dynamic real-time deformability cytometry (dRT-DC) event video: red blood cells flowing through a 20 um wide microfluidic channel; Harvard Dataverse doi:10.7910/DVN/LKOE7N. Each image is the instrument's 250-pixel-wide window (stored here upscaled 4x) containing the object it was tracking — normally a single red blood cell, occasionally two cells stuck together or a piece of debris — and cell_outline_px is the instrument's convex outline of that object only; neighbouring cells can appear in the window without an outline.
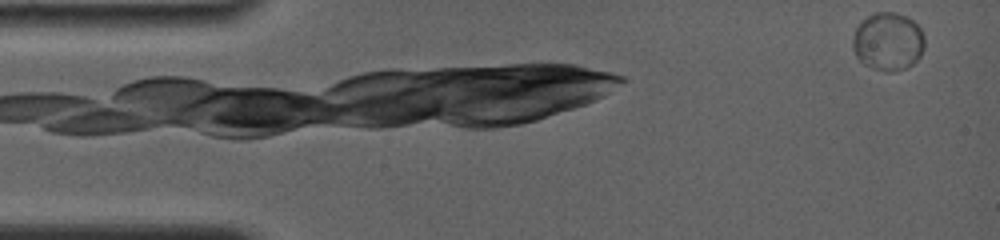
{"species": "common noctule bat (a hibernating species)", "species_latin": "Nyctalus noctula", "temperature_condition": "room temperature", "stored_images_in_passage": 18, "camera_frame_rate_fps": 4000, "um_per_image_px": 0.085, "animal": {"sex": "female", "body_mass_g": 19.0, "forearm_length_mm": 56.7}, "frame": {"image": 1, "passage_image": 1, "time_ms": 0.0, "image_size_px": [1000, 240], "cell_outline_px": [[924, 48], [920, 56], [912, 64], [904, 68], [892, 72], [884, 72], [872, 68], [864, 64], [856, 56], [852, 48], [852, 36], [856, 28], [868, 16], [876, 12], [896, 12], [908, 16], [920, 28], [924, 36]], "centroid_in_image_um": [75.48, 3.53], "position_along_channel_um": 9.5, "area_um2": 24.45}}
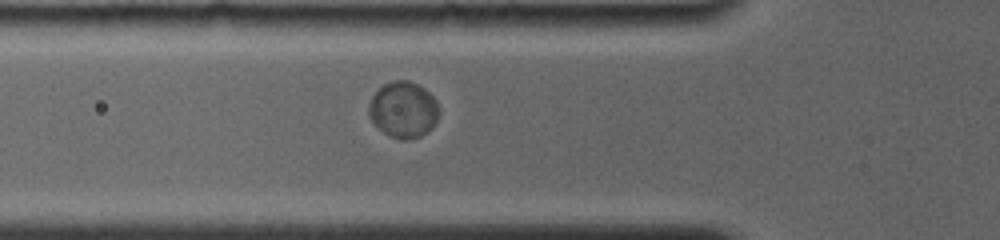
{"frame": {"image": 2, "passage_image": 13, "time_ms": 5.25, "image_size_px": [1000, 240], "cell_outline_px": [[440, 112], [432, 128], [420, 136], [404, 140], [392, 136], [384, 132], [368, 116], [368, 108], [372, 96], [384, 84], [396, 80], [408, 80], [424, 88], [436, 100]], "centroid_in_image_um": [34.3, 9.31], "position_along_channel_um": 91.5, "area_um2": 22.66}}
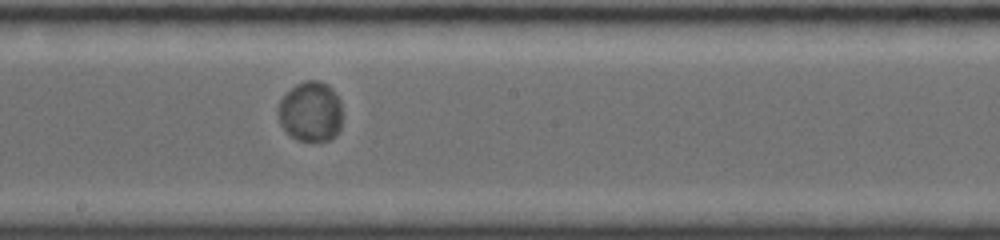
{"frame": {"image": 3, "passage_image": 18, "time_ms": 8.75, "image_size_px": [1000, 240], "cell_outline_px": [[340, 128], [336, 136], [328, 140], [296, 140], [280, 124], [280, 100], [296, 84], [304, 80], [316, 80], [328, 84], [332, 88], [340, 100]], "centroid_in_image_um": [26.43, 9.47], "position_along_channel_um": 221.8, "area_um2": 22.08}}